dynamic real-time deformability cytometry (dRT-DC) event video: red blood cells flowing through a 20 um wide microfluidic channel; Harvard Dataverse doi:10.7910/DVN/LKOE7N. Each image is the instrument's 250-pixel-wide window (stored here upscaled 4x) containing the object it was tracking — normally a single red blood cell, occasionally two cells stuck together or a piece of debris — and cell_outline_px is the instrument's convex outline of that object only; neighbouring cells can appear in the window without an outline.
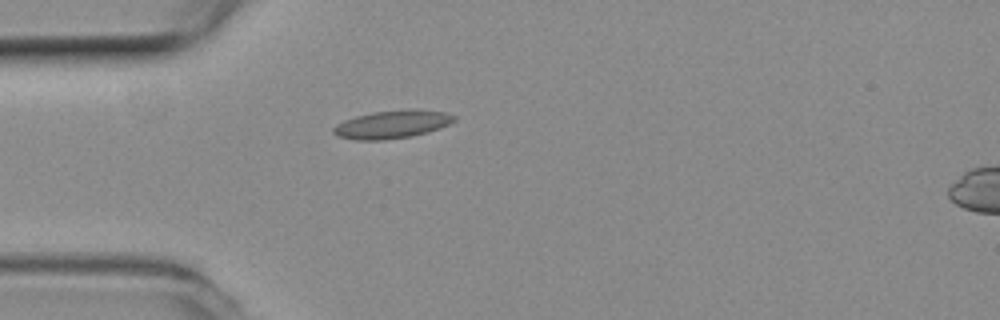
{"species": "common noctule bat (a hibernating species)", "species_latin": "Nyctalus noctula", "temperature_condition": "room temperature", "stored_images_in_passage": 5, "camera_frame_rate_fps": 3000, "um_per_image_px": 0.085, "animal": {"sex": "female", "body_mass_g": 19.3, "forearm_length_mm": 54.1}, "frame": {"image": 1, "passage_image": 1, "time_ms": 0.0, "image_size_px": [1000, 320], "cell_outline_px": [[456, 120], [440, 128], [412, 136], [384, 140], [352, 140], [340, 136], [332, 132], [332, 128], [336, 124], [344, 120], [356, 116], [372, 112], [444, 112], [456, 116]], "centroid_in_image_um": [33.24, 10.63], "position_along_channel_um": 51.8, "area_um2": 18.79}}